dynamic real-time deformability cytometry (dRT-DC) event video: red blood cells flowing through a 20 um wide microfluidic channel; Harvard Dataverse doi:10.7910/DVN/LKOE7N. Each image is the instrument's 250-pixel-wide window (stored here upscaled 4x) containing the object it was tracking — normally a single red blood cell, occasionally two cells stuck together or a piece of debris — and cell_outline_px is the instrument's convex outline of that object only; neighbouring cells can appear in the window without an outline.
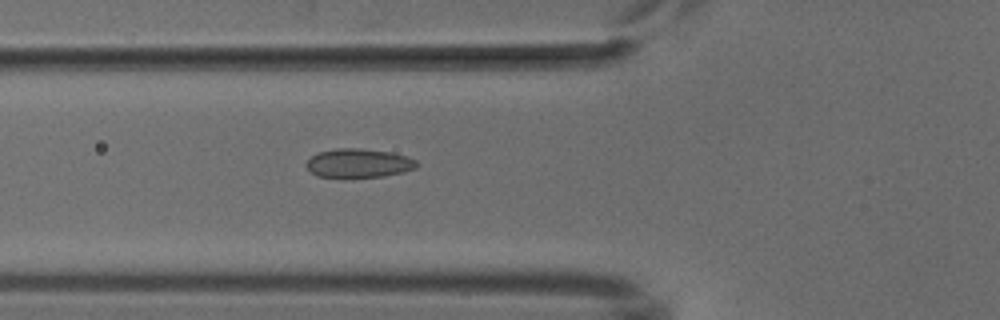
{"species": "common noctule bat (a hibernating species)", "species_latin": "Nyctalus noctula", "temperature_condition": "cold", "stored_images_in_passage": 2, "camera_frame_rate_fps": 3000, "um_per_image_px": 0.085, "animal": {"sex": "male", "body_mass_g": 18.8}, "frame": {"image": 1, "passage_image": 2, "time_ms": 1.0, "image_size_px": [1000, 320], "cell_outline_px": [[420, 164], [416, 168], [404, 172], [384, 176], [344, 180], [316, 176], [304, 164], [312, 156], [320, 152], [336, 148], [360, 148], [388, 152], [408, 156], [416, 160]], "centroid_in_image_um": [30.48, 13.91], "position_along_channel_um": 95.3, "area_um2": 19.31}}